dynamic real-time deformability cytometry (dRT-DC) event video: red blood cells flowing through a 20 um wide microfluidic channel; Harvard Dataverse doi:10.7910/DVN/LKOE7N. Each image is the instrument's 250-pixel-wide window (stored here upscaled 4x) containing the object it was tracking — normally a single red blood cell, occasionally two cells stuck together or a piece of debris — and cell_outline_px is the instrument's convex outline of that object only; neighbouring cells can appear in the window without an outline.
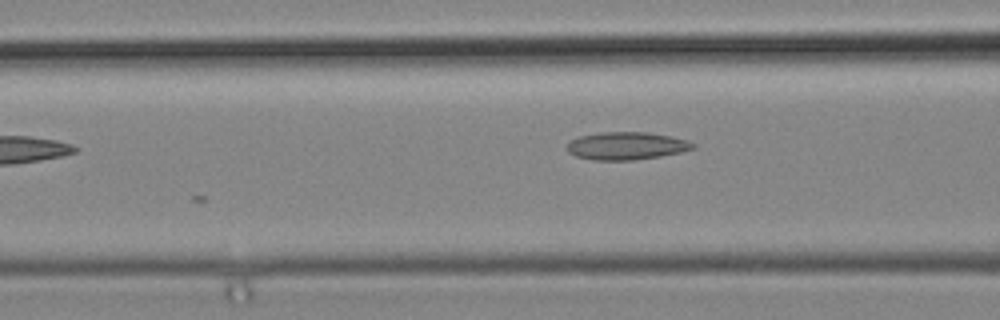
{"species": "common noctule bat (a hibernating species)", "species_latin": "Nyctalus noctula", "temperature_condition": "cold", "stored_images_in_passage": 12, "camera_frame_rate_fps": 3000, "um_per_image_px": 0.085, "animal": {"sex": "male", "body_mass_g": 19.2, "forearm_length_mm": 51.8}, "frame": {"image": 1, "passage_image": 12, "time_ms": 3.667, "image_size_px": [1000, 320], "cell_outline_px": [[696, 148], [680, 152], [660, 156], [632, 160], [592, 160], [576, 156], [568, 152], [568, 144], [572, 140], [580, 136], [600, 132], [648, 132], [672, 136], [688, 140], [696, 144]], "centroid_in_image_um": [53.29, 12.39], "position_along_channel_um": 113.3, "area_um2": 20.35}}